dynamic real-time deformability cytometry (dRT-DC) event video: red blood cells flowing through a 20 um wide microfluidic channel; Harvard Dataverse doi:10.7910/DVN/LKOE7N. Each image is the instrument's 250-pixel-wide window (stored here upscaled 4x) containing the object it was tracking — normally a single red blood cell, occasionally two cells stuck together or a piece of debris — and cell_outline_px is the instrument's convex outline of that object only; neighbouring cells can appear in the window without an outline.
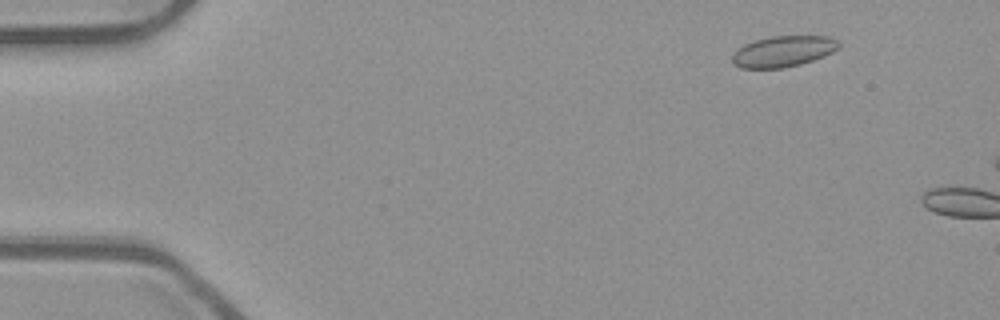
{"species": "common noctule bat (a hibernating species)", "species_latin": "Nyctalus noctula", "temperature_condition": "room temperature", "stored_images_in_passage": 8, "camera_frame_rate_fps": 3000, "um_per_image_px": 0.085, "animal": {"sex": "male", "body_mass_g": 23.1, "forearm_length_mm": 52.7}, "frame": {"image": 1, "passage_image": 6, "time_ms": 1.667, "image_size_px": [1000, 320], "cell_outline_px": [[840, 48], [824, 56], [800, 64], [784, 68], [740, 68], [732, 64], [732, 56], [744, 44], [756, 40], [772, 36], [828, 36], [836, 40], [840, 44]], "centroid_in_image_um": [66.58, 4.37], "position_along_channel_um": 18.4, "area_um2": 19.13}}